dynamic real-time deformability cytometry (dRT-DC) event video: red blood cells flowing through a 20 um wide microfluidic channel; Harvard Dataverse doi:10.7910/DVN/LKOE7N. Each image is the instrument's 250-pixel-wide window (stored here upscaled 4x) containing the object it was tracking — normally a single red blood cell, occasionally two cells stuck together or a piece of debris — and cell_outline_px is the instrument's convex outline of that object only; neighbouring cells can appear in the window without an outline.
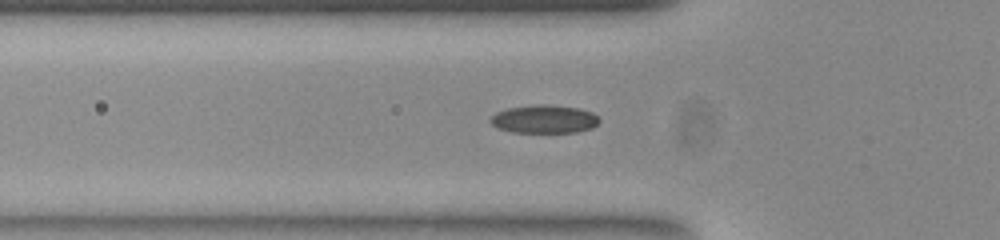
{"species": "common noctule bat (a hibernating species)", "species_latin": "Nyctalus noctula", "temperature_condition": "room temperature", "stored_images_in_passage": 37, "camera_frame_rate_fps": 3000, "um_per_image_px": 0.085, "animal": {"sex": "female", "body_mass_g": 23.0, "forearm_length_mm": 53.4}, "frame": {"image": 1, "passage_image": 9, "time_ms": 2.667, "image_size_px": [1000, 240], "cell_outline_px": [[600, 120], [592, 128], [576, 132], [512, 132], [500, 128], [492, 124], [492, 116], [496, 112], [508, 108], [536, 104], [548, 104], [580, 108], [592, 112]], "centroid_in_image_um": [46.29, 10.11], "position_along_channel_um": 79.5, "area_um2": 17.74}}
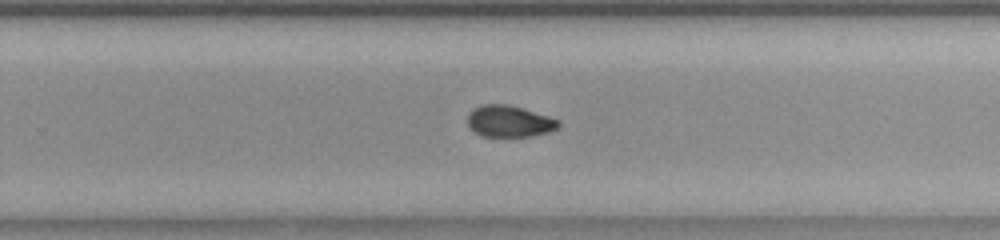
{"frame": {"image": 2, "passage_image": 25, "time_ms": 8.0, "image_size_px": [1000, 240], "cell_outline_px": [[560, 124], [556, 128], [548, 132], [528, 136], [484, 136], [476, 132], [468, 124], [468, 112], [472, 108], [480, 104], [508, 104], [548, 116], [556, 120]], "centroid_in_image_um": [43.24, 10.29], "position_along_channel_um": 286.6, "area_um2": 16.42}}
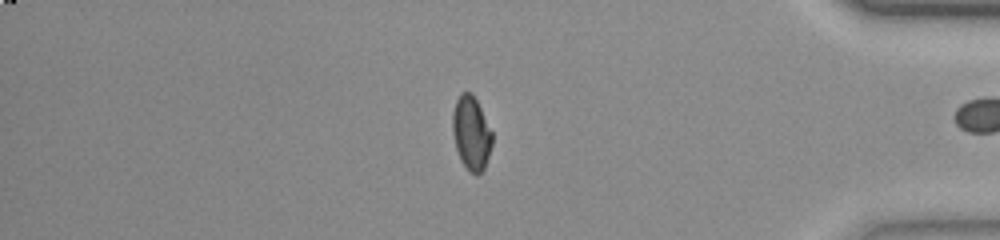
{"frame": {"image": 3, "passage_image": 36, "time_ms": 11.667, "image_size_px": [1000, 240], "cell_outline_px": [[492, 144], [484, 168], [476, 176], [460, 160], [456, 148], [452, 132], [452, 112], [456, 100], [460, 92], [472, 92], [492, 132]], "centroid_in_image_um": [40.03, 11.28], "position_along_channel_um": 395.2, "area_um2": 16.88}, "authors_computed_cell_mechanics": {"area_um2": 17.2244, "velocity_mm_per_s": 3.8774, "shape_relaxation_time_tau1_ms": 4.7903, "shape_relaxation_time_tau2_ms": 2.9796, "deformation_change_tau1": 0.1242, "deformation_change_tau2": 0.0553}}